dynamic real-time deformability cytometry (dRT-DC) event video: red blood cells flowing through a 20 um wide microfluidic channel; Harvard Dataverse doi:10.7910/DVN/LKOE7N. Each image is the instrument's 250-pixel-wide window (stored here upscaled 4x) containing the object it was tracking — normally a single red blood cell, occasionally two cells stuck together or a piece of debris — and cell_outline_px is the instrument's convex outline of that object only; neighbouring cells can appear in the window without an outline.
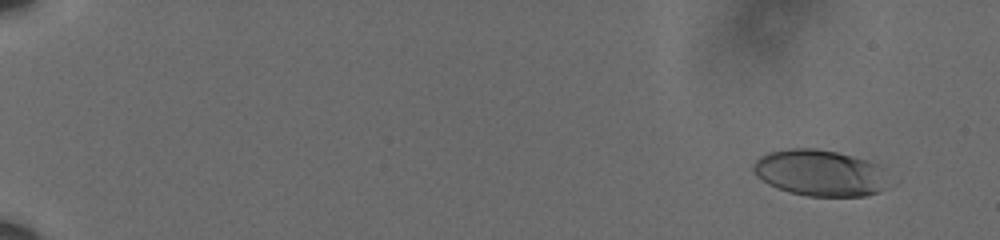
{"species": "human", "species_latin": "Homo sapiens", "temperature_condition": "cold", "stored_images_in_passage": 21, "camera_frame_rate_fps": 3000, "um_per_image_px": 0.085, "donor": {"sex": "male"}, "frame": {"image": 1, "passage_image": 5, "time_ms": 1.333, "image_size_px": [1000, 240], "cell_outline_px": [[884, 188], [876, 192], [864, 196], [808, 196], [788, 192], [776, 188], [768, 184], [756, 176], [752, 168], [752, 164], [760, 156], [768, 152], [788, 148], [816, 148], [836, 152], [868, 160], [880, 164], [884, 168]], "centroid_in_image_um": [69.64, 14.68], "position_along_channel_um": 15.4, "area_um2": 36.59}}
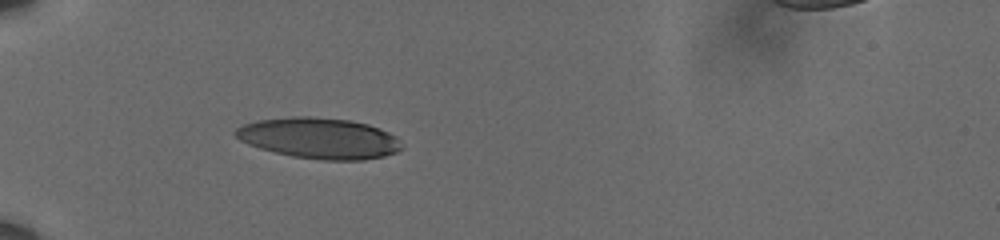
{"frame": {"image": 2, "passage_image": 17, "time_ms": 5.333, "image_size_px": [1000, 240], "cell_outline_px": [[404, 148], [396, 152], [384, 156], [364, 160], [320, 160], [292, 156], [260, 148], [248, 144], [240, 140], [232, 132], [236, 128], [244, 124], [260, 120], [292, 116], [308, 116], [348, 120], [368, 124], [380, 128], [396, 136]], "centroid_in_image_um": [27.15, 11.75], "position_along_channel_um": 57.9, "area_um2": 39.59}}
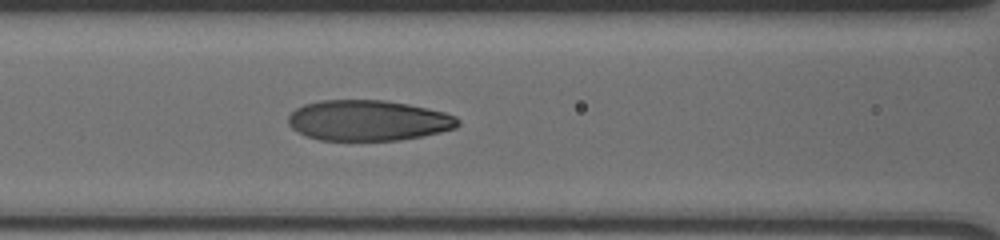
{"frame": {"image": 3, "passage_image": 21, "time_ms": 6.667, "image_size_px": [1000, 240], "cell_outline_px": [[460, 124], [456, 128], [440, 132], [400, 140], [320, 140], [308, 136], [292, 128], [288, 124], [288, 116], [296, 108], [304, 104], [320, 100], [384, 100], [408, 104], [428, 108], [444, 112], [456, 116], [460, 120]], "centroid_in_image_um": [31.31, 10.23], "position_along_channel_um": 135.3, "area_um2": 40.11}}